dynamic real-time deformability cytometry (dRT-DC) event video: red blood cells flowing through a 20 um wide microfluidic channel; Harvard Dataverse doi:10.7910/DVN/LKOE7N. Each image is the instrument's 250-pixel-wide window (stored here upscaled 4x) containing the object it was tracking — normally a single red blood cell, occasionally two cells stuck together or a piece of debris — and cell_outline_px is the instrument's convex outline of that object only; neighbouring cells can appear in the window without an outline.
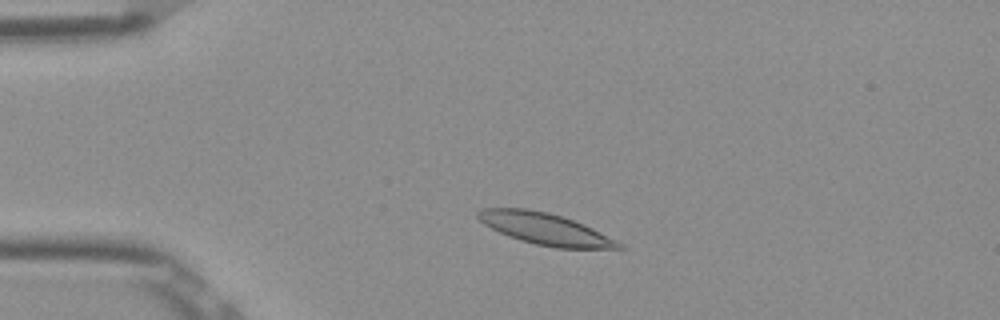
{"species": "Egyptian fruit bat (a non-hibernating species)", "species_latin": "Rousettus aegyptiacus", "temperature_condition": "room temperature", "stored_images_in_passage": 49, "camera_frame_rate_fps": 3000, "um_per_image_px": 0.085, "frame": {"image": 1, "passage_image": 8, "time_ms": 2.333, "image_size_px": [1000, 320], "cell_outline_px": [[624, 248], [556, 248], [536, 244], [520, 240], [508, 236], [484, 224], [476, 216], [476, 212], [484, 208], [528, 208], [548, 212], [572, 220], [592, 228], [624, 244]], "centroid_in_image_um": [46.31, 19.45], "position_along_channel_um": 38.7, "area_um2": 25.61}}
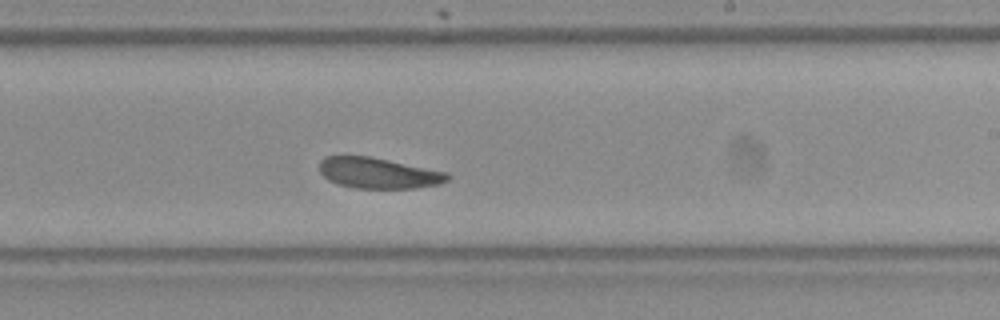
{"frame": {"image": 2, "passage_image": 28, "time_ms": 9.0, "image_size_px": [1000, 320], "cell_outline_px": [[452, 176], [448, 180], [440, 184], [416, 188], [356, 188], [336, 184], [328, 180], [320, 172], [320, 160], [324, 156], [368, 156], [448, 172]], "centroid_in_image_um": [32.17, 14.71], "position_along_channel_um": 256.8, "area_um2": 23.0}}
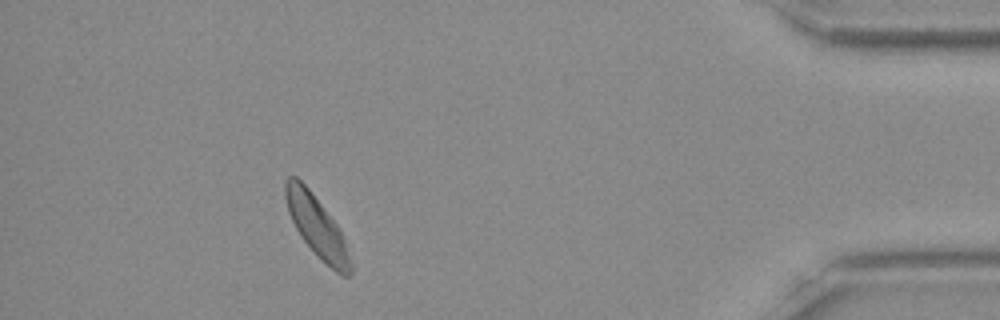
{"frame": {"image": 3, "passage_image": 44, "time_ms": 14.333, "image_size_px": [1000, 320], "cell_outline_px": [[352, 272], [348, 276], [344, 276], [336, 272], [300, 236], [288, 212], [284, 196], [284, 180], [288, 176], [296, 176], [308, 188], [336, 224], [340, 232], [352, 264]], "centroid_in_image_um": [26.88, 19.19], "position_along_channel_um": 408.3, "area_um2": 22.25}, "authors_computed_cell_mechanics": {"area_um2": 24.4494, "velocity_mm_per_s": 3.817, "shape_relaxation_time_tau1_ms": 4.0189, "shape_relaxation_time_tau2_ms": 6.3657, "deformation_change_tau1": 0.0802, "deformation_change_tau2": 0.132}}